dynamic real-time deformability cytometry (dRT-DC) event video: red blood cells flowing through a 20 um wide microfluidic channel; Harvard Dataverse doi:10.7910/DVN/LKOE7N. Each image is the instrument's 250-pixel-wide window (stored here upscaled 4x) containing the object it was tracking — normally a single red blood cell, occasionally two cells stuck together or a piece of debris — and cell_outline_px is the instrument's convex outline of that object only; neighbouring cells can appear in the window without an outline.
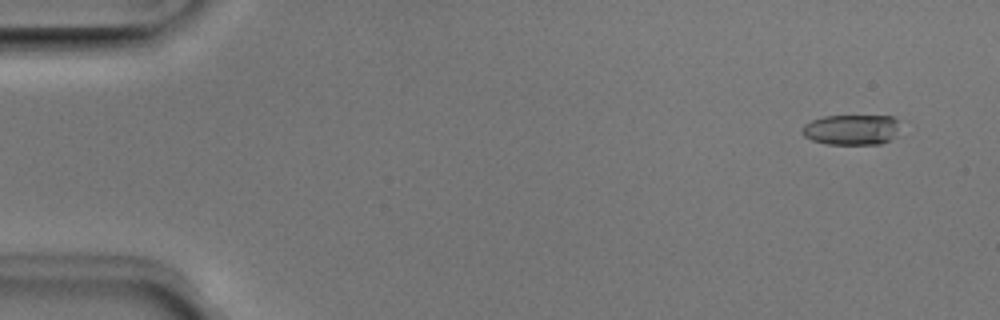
{"species": "Egyptian fruit bat (a non-hibernating species)", "species_latin": "Rousettus aegyptiacus", "temperature_condition": "room temperature", "stored_images_in_passage": 52, "camera_frame_rate_fps": 3000, "um_per_image_px": 0.085, "animal": {"sex": "male"}, "frame": {"image": 1, "passage_image": 4, "time_ms": 1.0, "image_size_px": [1000, 320], "cell_outline_px": [[900, 120], [896, 136], [880, 144], [824, 144], [812, 140], [804, 136], [800, 132], [800, 128], [804, 124], [812, 120], [824, 116], [892, 116]], "centroid_in_image_um": [72.36, 11.02], "position_along_channel_um": 12.6, "area_um2": 17.57}}
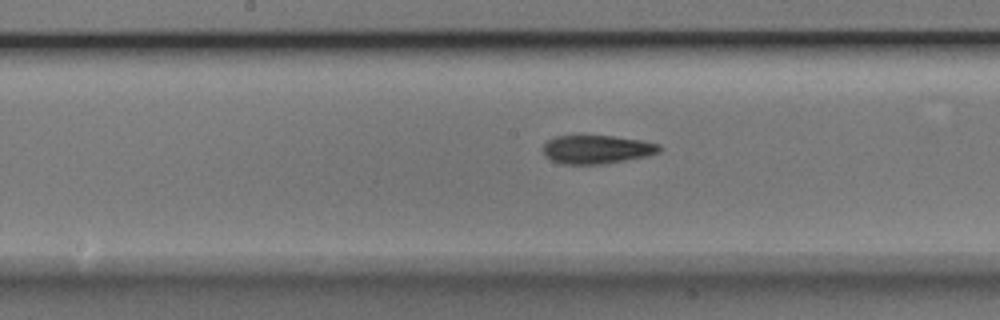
{"frame": {"image": 2, "passage_image": 27, "time_ms": 8.667, "image_size_px": [1000, 320], "cell_outline_px": [[664, 148], [660, 152], [648, 156], [600, 164], [560, 164], [544, 156], [544, 144], [548, 140], [556, 136], [580, 132], [644, 140], [660, 144]], "centroid_in_image_um": [50.73, 12.65], "position_along_channel_um": 197.5, "area_um2": 20.23}}
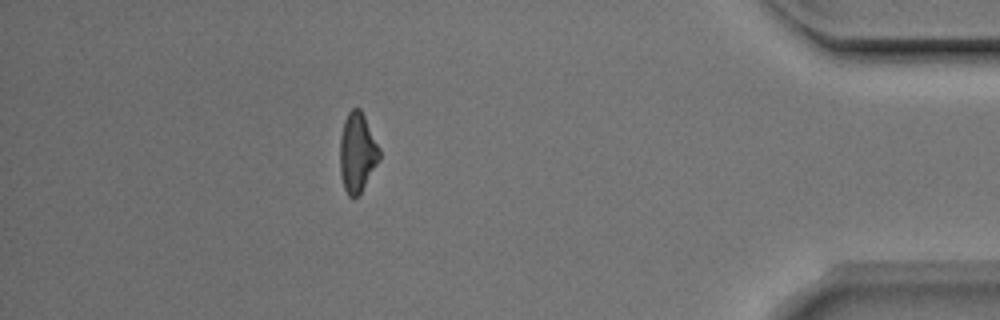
{"frame": {"image": 3, "passage_image": 46, "time_ms": 15.0, "image_size_px": [1000, 320], "cell_outline_px": [[380, 160], [360, 192], [356, 196], [348, 196], [344, 188], [340, 176], [340, 136], [344, 120], [348, 112], [352, 108], [360, 108], [380, 148]], "centroid_in_image_um": [30.36, 12.95], "position_along_channel_um": 404.8, "area_um2": 18.21}, "authors_computed_cell_mechanics": {"area_um2": 18.9006, "velocity_mm_per_s": 3.9909, "shape_relaxation_time_tau1_ms": 4.6885, "shape_relaxation_time_tau2_ms": 8.0115, "deformation_change_tau1": 0.1819, "deformation_change_tau2": 0.1524}}